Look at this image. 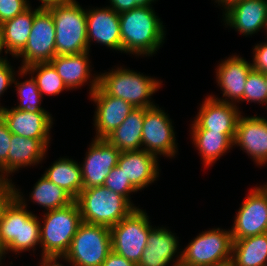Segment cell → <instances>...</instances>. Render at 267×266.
<instances>
[{"instance_id": "e0dca14e", "label": "cell", "mask_w": 267, "mask_h": 266, "mask_svg": "<svg viewBox=\"0 0 267 266\" xmlns=\"http://www.w3.org/2000/svg\"><path fill=\"white\" fill-rule=\"evenodd\" d=\"M233 145L251 156L256 165L267 163V118L242 116L238 118Z\"/></svg>"}, {"instance_id": "5bb4252c", "label": "cell", "mask_w": 267, "mask_h": 266, "mask_svg": "<svg viewBox=\"0 0 267 266\" xmlns=\"http://www.w3.org/2000/svg\"><path fill=\"white\" fill-rule=\"evenodd\" d=\"M0 116L12 134L38 139L48 148L53 125V118L48 111L31 113L14 107L11 109L2 107Z\"/></svg>"}, {"instance_id": "f6af8a7d", "label": "cell", "mask_w": 267, "mask_h": 266, "mask_svg": "<svg viewBox=\"0 0 267 266\" xmlns=\"http://www.w3.org/2000/svg\"><path fill=\"white\" fill-rule=\"evenodd\" d=\"M235 1H238V0H215V2L218 3L219 6H221L222 4L221 7H223L224 9Z\"/></svg>"}, {"instance_id": "ab89813d", "label": "cell", "mask_w": 267, "mask_h": 266, "mask_svg": "<svg viewBox=\"0 0 267 266\" xmlns=\"http://www.w3.org/2000/svg\"><path fill=\"white\" fill-rule=\"evenodd\" d=\"M10 179H4L0 177V217L5 207L15 197V185Z\"/></svg>"}, {"instance_id": "ac0fdd59", "label": "cell", "mask_w": 267, "mask_h": 266, "mask_svg": "<svg viewBox=\"0 0 267 266\" xmlns=\"http://www.w3.org/2000/svg\"><path fill=\"white\" fill-rule=\"evenodd\" d=\"M221 62L215 69L216 82L223 92V97L226 98H218L213 95L211 97L222 102L239 103L243 99L245 83L252 64L236 54Z\"/></svg>"}, {"instance_id": "e575fe53", "label": "cell", "mask_w": 267, "mask_h": 266, "mask_svg": "<svg viewBox=\"0 0 267 266\" xmlns=\"http://www.w3.org/2000/svg\"><path fill=\"white\" fill-rule=\"evenodd\" d=\"M104 187L124 196L133 206L130 201V193L138 192L139 190L126 178L123 171L116 165L112 168L110 174L106 177L103 184Z\"/></svg>"}, {"instance_id": "f1b7e54d", "label": "cell", "mask_w": 267, "mask_h": 266, "mask_svg": "<svg viewBox=\"0 0 267 266\" xmlns=\"http://www.w3.org/2000/svg\"><path fill=\"white\" fill-rule=\"evenodd\" d=\"M193 144L202 157L206 166H212L221 156L227 153L233 141L222 132H209L208 130H191Z\"/></svg>"}, {"instance_id": "9a60e30c", "label": "cell", "mask_w": 267, "mask_h": 266, "mask_svg": "<svg viewBox=\"0 0 267 266\" xmlns=\"http://www.w3.org/2000/svg\"><path fill=\"white\" fill-rule=\"evenodd\" d=\"M90 96L97 106L94 112L95 138H106L134 109L123 99L108 95L99 85Z\"/></svg>"}, {"instance_id": "cb8c5ba5", "label": "cell", "mask_w": 267, "mask_h": 266, "mask_svg": "<svg viewBox=\"0 0 267 266\" xmlns=\"http://www.w3.org/2000/svg\"><path fill=\"white\" fill-rule=\"evenodd\" d=\"M31 6L18 14L13 19H9L0 24L1 44L5 54L16 57L25 47L34 20V10Z\"/></svg>"}, {"instance_id": "d6986e66", "label": "cell", "mask_w": 267, "mask_h": 266, "mask_svg": "<svg viewBox=\"0 0 267 266\" xmlns=\"http://www.w3.org/2000/svg\"><path fill=\"white\" fill-rule=\"evenodd\" d=\"M87 43L95 41L111 50L121 51V33L119 14L111 8H93L86 10Z\"/></svg>"}, {"instance_id": "6da1fadb", "label": "cell", "mask_w": 267, "mask_h": 266, "mask_svg": "<svg viewBox=\"0 0 267 266\" xmlns=\"http://www.w3.org/2000/svg\"><path fill=\"white\" fill-rule=\"evenodd\" d=\"M121 53L152 56L165 42V27L152 6L119 14Z\"/></svg>"}, {"instance_id": "f546056e", "label": "cell", "mask_w": 267, "mask_h": 266, "mask_svg": "<svg viewBox=\"0 0 267 266\" xmlns=\"http://www.w3.org/2000/svg\"><path fill=\"white\" fill-rule=\"evenodd\" d=\"M30 199L47 211L59 209L73 203L75 199L64 189L42 175L31 191Z\"/></svg>"}, {"instance_id": "277c9868", "label": "cell", "mask_w": 267, "mask_h": 266, "mask_svg": "<svg viewBox=\"0 0 267 266\" xmlns=\"http://www.w3.org/2000/svg\"><path fill=\"white\" fill-rule=\"evenodd\" d=\"M75 201L79 206L83 222L109 228L118 224L137 208L124 196L104 186L83 189Z\"/></svg>"}, {"instance_id": "bcb514c9", "label": "cell", "mask_w": 267, "mask_h": 266, "mask_svg": "<svg viewBox=\"0 0 267 266\" xmlns=\"http://www.w3.org/2000/svg\"><path fill=\"white\" fill-rule=\"evenodd\" d=\"M6 253V247L4 246V244L2 243L1 241V238H0V262L2 263V259L3 257L5 256ZM4 255V256H3Z\"/></svg>"}, {"instance_id": "30bf717a", "label": "cell", "mask_w": 267, "mask_h": 266, "mask_svg": "<svg viewBox=\"0 0 267 266\" xmlns=\"http://www.w3.org/2000/svg\"><path fill=\"white\" fill-rule=\"evenodd\" d=\"M172 120L159 106L145 108L142 128V149L155 155L173 158L177 144ZM144 146V147H143Z\"/></svg>"}, {"instance_id": "7dc6e473", "label": "cell", "mask_w": 267, "mask_h": 266, "mask_svg": "<svg viewBox=\"0 0 267 266\" xmlns=\"http://www.w3.org/2000/svg\"><path fill=\"white\" fill-rule=\"evenodd\" d=\"M3 52L2 44H1V31H0V55ZM3 56H0V61L4 60L5 58H2Z\"/></svg>"}, {"instance_id": "f35d334b", "label": "cell", "mask_w": 267, "mask_h": 266, "mask_svg": "<svg viewBox=\"0 0 267 266\" xmlns=\"http://www.w3.org/2000/svg\"><path fill=\"white\" fill-rule=\"evenodd\" d=\"M15 73L5 55V59L0 61V97L13 84ZM0 109H2V106H0Z\"/></svg>"}, {"instance_id": "4dcf8cb0", "label": "cell", "mask_w": 267, "mask_h": 266, "mask_svg": "<svg viewBox=\"0 0 267 266\" xmlns=\"http://www.w3.org/2000/svg\"><path fill=\"white\" fill-rule=\"evenodd\" d=\"M17 72H20L18 74L21 77L27 74L32 75L42 97L44 94L55 96L59 95L63 90H69L50 62L34 63L24 69L19 67Z\"/></svg>"}, {"instance_id": "7402d4cb", "label": "cell", "mask_w": 267, "mask_h": 266, "mask_svg": "<svg viewBox=\"0 0 267 266\" xmlns=\"http://www.w3.org/2000/svg\"><path fill=\"white\" fill-rule=\"evenodd\" d=\"M155 155L145 150L121 152L117 166L127 179L142 190L159 177V163Z\"/></svg>"}, {"instance_id": "ffe728a7", "label": "cell", "mask_w": 267, "mask_h": 266, "mask_svg": "<svg viewBox=\"0 0 267 266\" xmlns=\"http://www.w3.org/2000/svg\"><path fill=\"white\" fill-rule=\"evenodd\" d=\"M177 238L166 227H153L149 232L147 245L142 252L138 266H168L171 261L173 264L180 262L182 258L180 252L182 251L178 252L179 241ZM173 257H176V261Z\"/></svg>"}, {"instance_id": "c3c4849f", "label": "cell", "mask_w": 267, "mask_h": 266, "mask_svg": "<svg viewBox=\"0 0 267 266\" xmlns=\"http://www.w3.org/2000/svg\"><path fill=\"white\" fill-rule=\"evenodd\" d=\"M171 265H173V266H190V265L184 264L182 261L175 263V264H171Z\"/></svg>"}, {"instance_id": "7bdbcfd3", "label": "cell", "mask_w": 267, "mask_h": 266, "mask_svg": "<svg viewBox=\"0 0 267 266\" xmlns=\"http://www.w3.org/2000/svg\"><path fill=\"white\" fill-rule=\"evenodd\" d=\"M58 259L61 260L60 258H43L40 261H42L43 266H64L63 264L59 263Z\"/></svg>"}, {"instance_id": "7c38bea8", "label": "cell", "mask_w": 267, "mask_h": 266, "mask_svg": "<svg viewBox=\"0 0 267 266\" xmlns=\"http://www.w3.org/2000/svg\"><path fill=\"white\" fill-rule=\"evenodd\" d=\"M89 146L84 163L80 164L83 189L103 186L121 154L106 138H94Z\"/></svg>"}, {"instance_id": "d590c367", "label": "cell", "mask_w": 267, "mask_h": 266, "mask_svg": "<svg viewBox=\"0 0 267 266\" xmlns=\"http://www.w3.org/2000/svg\"><path fill=\"white\" fill-rule=\"evenodd\" d=\"M11 135L6 122L0 116V177L4 179H7V159Z\"/></svg>"}, {"instance_id": "9c48e42d", "label": "cell", "mask_w": 267, "mask_h": 266, "mask_svg": "<svg viewBox=\"0 0 267 266\" xmlns=\"http://www.w3.org/2000/svg\"><path fill=\"white\" fill-rule=\"evenodd\" d=\"M55 25L51 13L40 5L34 9V20L30 36L24 49L15 57L22 58L21 68L50 62L56 56Z\"/></svg>"}, {"instance_id": "836d02e7", "label": "cell", "mask_w": 267, "mask_h": 266, "mask_svg": "<svg viewBox=\"0 0 267 266\" xmlns=\"http://www.w3.org/2000/svg\"><path fill=\"white\" fill-rule=\"evenodd\" d=\"M241 101L267 104V86L263 72L251 69L245 83L243 99Z\"/></svg>"}, {"instance_id": "7a4b0ae2", "label": "cell", "mask_w": 267, "mask_h": 266, "mask_svg": "<svg viewBox=\"0 0 267 266\" xmlns=\"http://www.w3.org/2000/svg\"><path fill=\"white\" fill-rule=\"evenodd\" d=\"M40 222L42 258H63L82 221L76 201L66 207L46 211ZM43 224V225H41Z\"/></svg>"}, {"instance_id": "83f0119b", "label": "cell", "mask_w": 267, "mask_h": 266, "mask_svg": "<svg viewBox=\"0 0 267 266\" xmlns=\"http://www.w3.org/2000/svg\"><path fill=\"white\" fill-rule=\"evenodd\" d=\"M19 189L15 188V197L5 207L0 217V238L5 247L13 240H19L20 220H29L34 214L27 210V202Z\"/></svg>"}, {"instance_id": "44dd1931", "label": "cell", "mask_w": 267, "mask_h": 266, "mask_svg": "<svg viewBox=\"0 0 267 266\" xmlns=\"http://www.w3.org/2000/svg\"><path fill=\"white\" fill-rule=\"evenodd\" d=\"M88 55L89 51L71 55H56L50 63L69 90L80 88L84 83L88 82L87 80H91L89 82L91 83L89 95H91L98 87V74H95L91 79L92 69Z\"/></svg>"}, {"instance_id": "52a82bcc", "label": "cell", "mask_w": 267, "mask_h": 266, "mask_svg": "<svg viewBox=\"0 0 267 266\" xmlns=\"http://www.w3.org/2000/svg\"><path fill=\"white\" fill-rule=\"evenodd\" d=\"M231 230L203 231L181 252V261L190 266H228L232 252Z\"/></svg>"}, {"instance_id": "ee69618b", "label": "cell", "mask_w": 267, "mask_h": 266, "mask_svg": "<svg viewBox=\"0 0 267 266\" xmlns=\"http://www.w3.org/2000/svg\"><path fill=\"white\" fill-rule=\"evenodd\" d=\"M41 1V7H45L54 3L75 2L76 0H39Z\"/></svg>"}, {"instance_id": "4fadbf2b", "label": "cell", "mask_w": 267, "mask_h": 266, "mask_svg": "<svg viewBox=\"0 0 267 266\" xmlns=\"http://www.w3.org/2000/svg\"><path fill=\"white\" fill-rule=\"evenodd\" d=\"M236 104L222 102L213 97H205L198 114L191 124L192 130L222 132L232 141L236 133L238 118L241 115Z\"/></svg>"}, {"instance_id": "2e32d148", "label": "cell", "mask_w": 267, "mask_h": 266, "mask_svg": "<svg viewBox=\"0 0 267 266\" xmlns=\"http://www.w3.org/2000/svg\"><path fill=\"white\" fill-rule=\"evenodd\" d=\"M225 25L244 36L267 30V0H238L225 8L222 15Z\"/></svg>"}, {"instance_id": "8d00e7d4", "label": "cell", "mask_w": 267, "mask_h": 266, "mask_svg": "<svg viewBox=\"0 0 267 266\" xmlns=\"http://www.w3.org/2000/svg\"><path fill=\"white\" fill-rule=\"evenodd\" d=\"M29 0H0V24L13 19L30 7Z\"/></svg>"}, {"instance_id": "681fc988", "label": "cell", "mask_w": 267, "mask_h": 266, "mask_svg": "<svg viewBox=\"0 0 267 266\" xmlns=\"http://www.w3.org/2000/svg\"><path fill=\"white\" fill-rule=\"evenodd\" d=\"M264 74V79H265V82H266V86H267V72L263 73Z\"/></svg>"}, {"instance_id": "5b68a950", "label": "cell", "mask_w": 267, "mask_h": 266, "mask_svg": "<svg viewBox=\"0 0 267 266\" xmlns=\"http://www.w3.org/2000/svg\"><path fill=\"white\" fill-rule=\"evenodd\" d=\"M161 83L156 78L123 67L98 74V85L108 95L121 98L134 108L154 106L151 96L158 91Z\"/></svg>"}, {"instance_id": "8992f818", "label": "cell", "mask_w": 267, "mask_h": 266, "mask_svg": "<svg viewBox=\"0 0 267 266\" xmlns=\"http://www.w3.org/2000/svg\"><path fill=\"white\" fill-rule=\"evenodd\" d=\"M112 251L110 228L82 222L63 260L73 266H101Z\"/></svg>"}, {"instance_id": "484cf974", "label": "cell", "mask_w": 267, "mask_h": 266, "mask_svg": "<svg viewBox=\"0 0 267 266\" xmlns=\"http://www.w3.org/2000/svg\"><path fill=\"white\" fill-rule=\"evenodd\" d=\"M267 232L232 242L231 266H266Z\"/></svg>"}, {"instance_id": "3957f363", "label": "cell", "mask_w": 267, "mask_h": 266, "mask_svg": "<svg viewBox=\"0 0 267 266\" xmlns=\"http://www.w3.org/2000/svg\"><path fill=\"white\" fill-rule=\"evenodd\" d=\"M55 25L56 55H71L89 51L87 43L86 10L75 2L45 6Z\"/></svg>"}, {"instance_id": "60d3db41", "label": "cell", "mask_w": 267, "mask_h": 266, "mask_svg": "<svg viewBox=\"0 0 267 266\" xmlns=\"http://www.w3.org/2000/svg\"><path fill=\"white\" fill-rule=\"evenodd\" d=\"M253 54L252 68L263 73L267 72V43L256 44Z\"/></svg>"}, {"instance_id": "603a6c76", "label": "cell", "mask_w": 267, "mask_h": 266, "mask_svg": "<svg viewBox=\"0 0 267 266\" xmlns=\"http://www.w3.org/2000/svg\"><path fill=\"white\" fill-rule=\"evenodd\" d=\"M46 152L47 147L40 140L12 134L7 159V179L20 167L39 164L44 160Z\"/></svg>"}, {"instance_id": "4316f807", "label": "cell", "mask_w": 267, "mask_h": 266, "mask_svg": "<svg viewBox=\"0 0 267 266\" xmlns=\"http://www.w3.org/2000/svg\"><path fill=\"white\" fill-rule=\"evenodd\" d=\"M51 182L68 192L74 199L83 190L80 164L68 158L55 161L43 174Z\"/></svg>"}, {"instance_id": "8fae6325", "label": "cell", "mask_w": 267, "mask_h": 266, "mask_svg": "<svg viewBox=\"0 0 267 266\" xmlns=\"http://www.w3.org/2000/svg\"><path fill=\"white\" fill-rule=\"evenodd\" d=\"M230 230L232 241L267 232V183L251 189Z\"/></svg>"}, {"instance_id": "ba28073f", "label": "cell", "mask_w": 267, "mask_h": 266, "mask_svg": "<svg viewBox=\"0 0 267 266\" xmlns=\"http://www.w3.org/2000/svg\"><path fill=\"white\" fill-rule=\"evenodd\" d=\"M147 213L135 208L118 224L110 228L112 251L127 260L138 264L142 252L147 245V239L152 225Z\"/></svg>"}, {"instance_id": "d6a6232c", "label": "cell", "mask_w": 267, "mask_h": 266, "mask_svg": "<svg viewBox=\"0 0 267 266\" xmlns=\"http://www.w3.org/2000/svg\"><path fill=\"white\" fill-rule=\"evenodd\" d=\"M13 83L17 89L18 99L20 100L19 105L14 108L31 113L46 111L41 107L42 95L32 75L29 80L21 83L15 78Z\"/></svg>"}, {"instance_id": "1f68e13d", "label": "cell", "mask_w": 267, "mask_h": 266, "mask_svg": "<svg viewBox=\"0 0 267 266\" xmlns=\"http://www.w3.org/2000/svg\"><path fill=\"white\" fill-rule=\"evenodd\" d=\"M36 245L40 246V221L34 214L29 220H20L19 240H13L7 247L8 251L16 254L23 251H33Z\"/></svg>"}, {"instance_id": "b9f144b4", "label": "cell", "mask_w": 267, "mask_h": 266, "mask_svg": "<svg viewBox=\"0 0 267 266\" xmlns=\"http://www.w3.org/2000/svg\"><path fill=\"white\" fill-rule=\"evenodd\" d=\"M101 266H138V264L111 251Z\"/></svg>"}, {"instance_id": "d4e9b609", "label": "cell", "mask_w": 267, "mask_h": 266, "mask_svg": "<svg viewBox=\"0 0 267 266\" xmlns=\"http://www.w3.org/2000/svg\"><path fill=\"white\" fill-rule=\"evenodd\" d=\"M144 114L145 108H134L106 139L121 152L142 150Z\"/></svg>"}, {"instance_id": "74e56055", "label": "cell", "mask_w": 267, "mask_h": 266, "mask_svg": "<svg viewBox=\"0 0 267 266\" xmlns=\"http://www.w3.org/2000/svg\"><path fill=\"white\" fill-rule=\"evenodd\" d=\"M111 8L116 13L121 14L123 12L130 11L138 7L152 6L151 4L156 0H109Z\"/></svg>"}]
</instances>
